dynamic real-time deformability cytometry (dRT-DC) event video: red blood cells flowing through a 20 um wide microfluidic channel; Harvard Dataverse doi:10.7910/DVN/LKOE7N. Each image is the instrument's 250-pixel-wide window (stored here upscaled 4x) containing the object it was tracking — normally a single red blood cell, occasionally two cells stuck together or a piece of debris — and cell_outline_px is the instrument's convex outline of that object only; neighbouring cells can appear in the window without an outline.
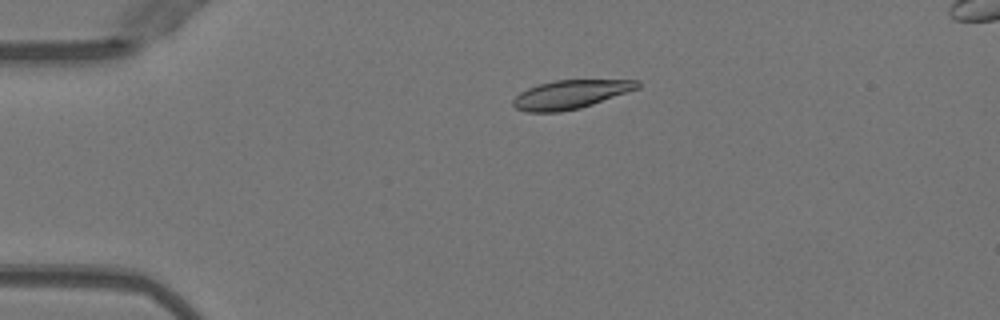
{"species": "Egyptian fruit bat (a non-hibernating species)", "species_latin": "Rousettus aegyptiacus", "temperature_condition": "warm", "stored_images_in_passage": 30, "camera_frame_rate_fps": 3000, "um_per_image_px": 0.085, "animal": {"sex": "female"}, "frame": {"image": 1, "passage_image": 1, "time_ms": 0.0, "image_size_px": [1000, 320], "cell_outline_px": [[640, 88], [580, 108], [560, 112], [524, 112], [516, 108], [512, 104], [512, 100], [520, 92], [528, 88], [540, 84], [556, 80], [640, 80]], "centroid_in_image_um": [48.48, 8.03], "position_along_channel_um": 36.5, "area_um2": 20.69}}
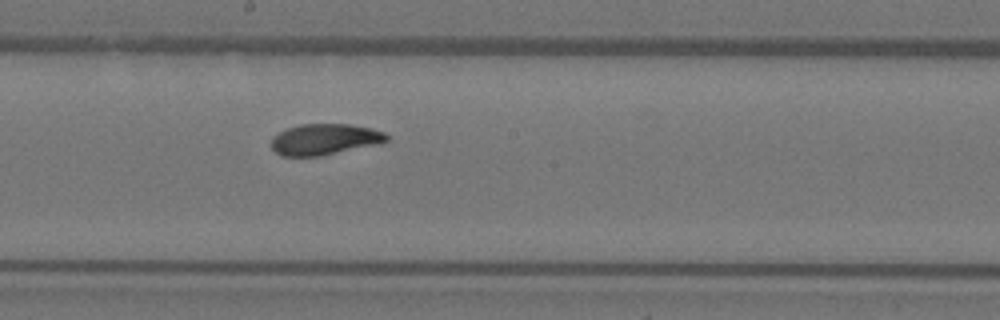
{"frame": {"image": 2, "passage_image": 18, "time_ms": 5.667, "image_size_px": [1000, 320], "cell_outline_px": [[388, 140], [376, 144], [320, 156], [280, 156], [272, 148], [272, 136], [288, 128], [300, 124], [348, 124], [372, 128], [384, 132], [388, 136]], "centroid_in_image_um": [27.57, 11.84], "position_along_channel_um": 220.6, "area_um2": 20.69}}
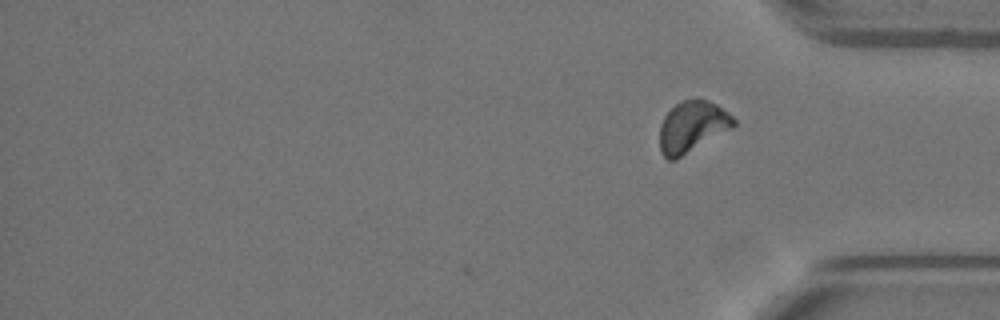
{"frame": {"image": 3, "passage_image": 30, "time_ms": 9.667, "image_size_px": [1000, 320], "cell_outline_px": [[736, 124], [732, 128], [676, 160], [668, 160], [660, 152], [660, 124], [664, 116], [680, 100], [708, 100], [716, 104], [728, 112], [736, 120]], "centroid_in_image_um": [58.83, 10.79], "position_along_channel_um": 376.4, "area_um2": 22.02}, "authors_computed_cell_mechanics": {"area_um2": 21.5883, "velocity_mm_per_s": 3.9852, "shape_relaxation_time_tau1_ms": 5.106, "shape_relaxation_time_tau2_ms": 2.7605, "deformation_change_tau1": 0.1615, "deformation_change_tau2": 0.0596}}